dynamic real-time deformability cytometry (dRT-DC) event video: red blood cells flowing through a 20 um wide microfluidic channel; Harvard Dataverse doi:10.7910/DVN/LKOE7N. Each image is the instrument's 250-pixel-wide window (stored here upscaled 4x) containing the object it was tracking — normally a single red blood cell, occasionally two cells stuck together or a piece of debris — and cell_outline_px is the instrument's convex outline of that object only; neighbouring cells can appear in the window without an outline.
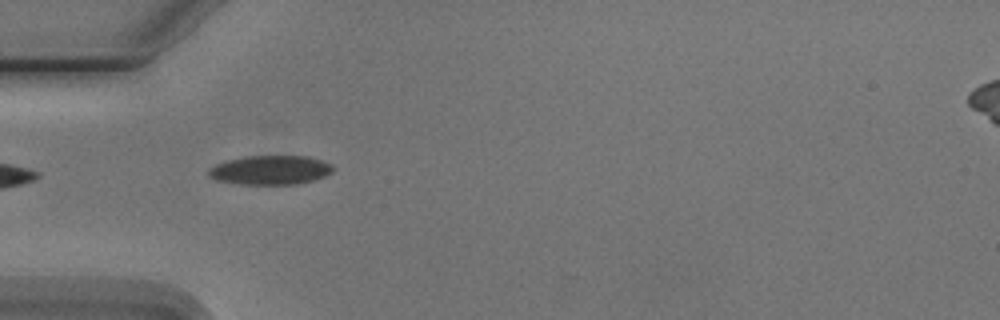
{"species": "Egyptian fruit bat (a non-hibernating species)", "species_latin": "Rousettus aegyptiacus", "temperature_condition": "cold", "stored_images_in_passage": 3, "camera_frame_rate_fps": 3000, "um_per_image_px": 0.085, "animal": {"sex": "male"}, "frame": {"image": 1, "passage_image": 3, "time_ms": 2.333, "image_size_px": [1000, 320], "cell_outline_px": [[332, 172], [324, 176], [312, 180], [296, 184], [240, 184], [216, 180], [208, 176], [208, 168], [216, 164], [228, 160], [248, 156], [308, 156], [332, 164]], "centroid_in_image_um": [22.95, 14.45], "position_along_channel_um": 62.0, "area_um2": 20.98}}